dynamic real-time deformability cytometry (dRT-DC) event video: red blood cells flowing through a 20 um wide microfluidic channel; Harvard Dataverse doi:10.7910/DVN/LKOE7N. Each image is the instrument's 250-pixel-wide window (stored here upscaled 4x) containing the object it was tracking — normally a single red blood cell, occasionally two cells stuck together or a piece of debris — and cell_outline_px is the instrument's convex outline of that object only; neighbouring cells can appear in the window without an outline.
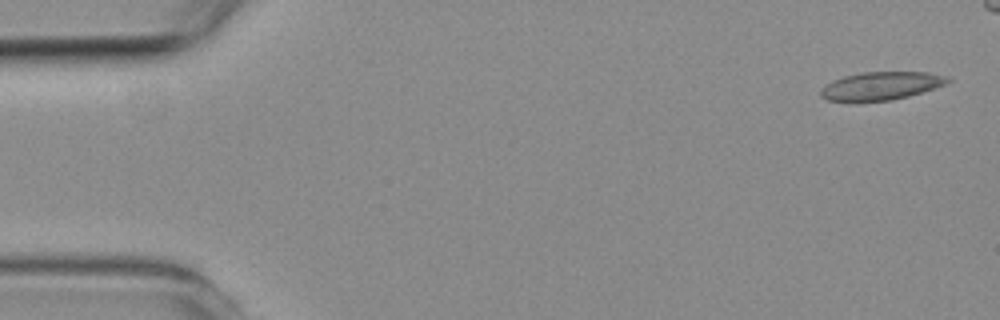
{"species": "common noctule bat (a hibernating species)", "species_latin": "Nyctalus noctula", "temperature_condition": "room temperature", "stored_images_in_passage": 5, "camera_frame_rate_fps": 3000, "um_per_image_px": 0.085, "animal": {"sex": "female", "body_mass_g": 19.3, "forearm_length_mm": 54.1}, "frame": {"image": 1, "passage_image": 1, "time_ms": 0.0, "image_size_px": [1000, 320], "cell_outline_px": [[952, 80], [944, 84], [908, 96], [888, 100], [828, 100], [820, 96], [820, 92], [832, 80], [844, 76], [864, 72], [928, 72]], "centroid_in_image_um": [74.86, 7.28], "position_along_channel_um": 10.1, "area_um2": 19.94}}